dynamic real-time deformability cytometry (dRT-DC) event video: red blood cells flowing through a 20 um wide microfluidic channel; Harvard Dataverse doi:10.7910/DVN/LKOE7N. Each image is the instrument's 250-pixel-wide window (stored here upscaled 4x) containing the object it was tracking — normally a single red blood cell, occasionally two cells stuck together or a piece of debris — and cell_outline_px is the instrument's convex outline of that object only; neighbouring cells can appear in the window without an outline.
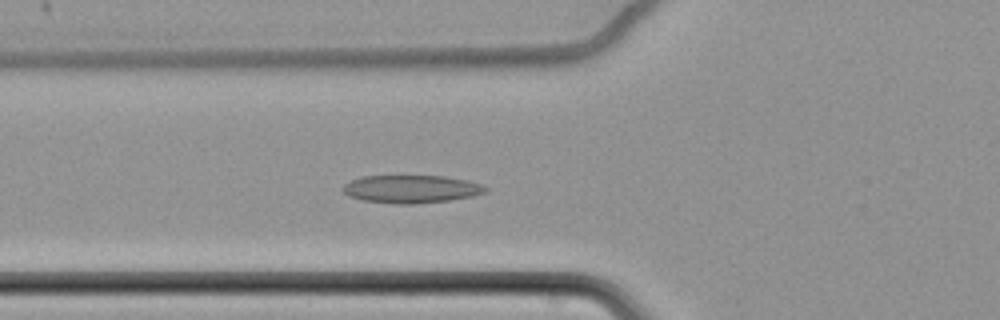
{"species": "common noctule bat (a hibernating species)", "species_latin": "Nyctalus noctula", "temperature_condition": "cold", "stored_images_in_passage": 61, "camera_frame_rate_fps": 3000, "um_per_image_px": 0.085, "animal": {"sex": "female", "body_mass_g": 22.7, "forearm_length_mm": 54.2}, "frame": {"image": 1, "passage_image": 24, "time_ms": 7.667, "image_size_px": [1000, 320], "cell_outline_px": [[488, 192], [472, 196], [448, 200], [412, 204], [396, 204], [364, 200], [348, 196], [344, 192], [344, 184], [360, 176], [444, 176], [468, 180], [480, 184], [488, 188]], "centroid_in_image_um": [34.97, 16.06], "position_along_channel_um": 90.8, "area_um2": 23.06}}
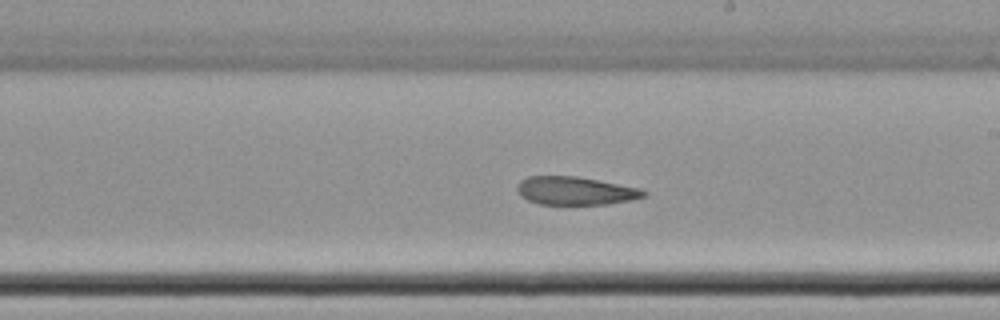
{"frame": {"image": 2, "passage_image": 37, "time_ms": 12.0, "image_size_px": [1000, 320], "cell_outline_px": [[648, 196], [632, 200], [608, 204], [540, 204], [528, 200], [520, 196], [516, 192], [516, 188], [520, 180], [528, 176], [576, 176], [640, 188], [648, 192]], "centroid_in_image_um": [48.91, 16.22], "position_along_channel_um": 240.1, "area_um2": 20.92}}
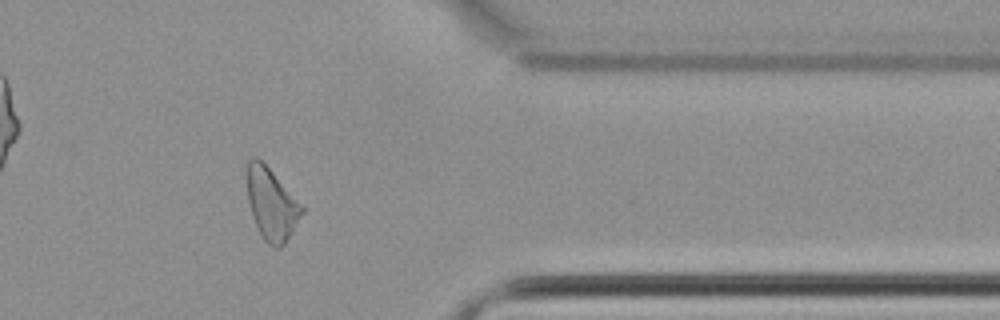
{"frame": {"image": 3, "passage_image": 51, "time_ms": 16.667, "image_size_px": [1000, 320], "cell_outline_px": [[304, 212], [292, 232], [284, 244], [280, 248], [276, 248], [268, 244], [260, 236], [252, 216], [248, 200], [248, 160], [252, 156], [256, 156], [272, 172], [304, 208]], "centroid_in_image_um": [23.07, 17.39], "position_along_channel_um": 388.3, "area_um2": 22.48}, "authors_computed_cell_mechanics": {"area_um2": 23.8714, "velocity_mm_per_s": 3.4478, "shape_relaxation_time_tau1_ms": null, "shape_relaxation_time_tau2_ms": 11.3553, "deformation_change_tau1": null, "deformation_change_tau2": 0.1997}}